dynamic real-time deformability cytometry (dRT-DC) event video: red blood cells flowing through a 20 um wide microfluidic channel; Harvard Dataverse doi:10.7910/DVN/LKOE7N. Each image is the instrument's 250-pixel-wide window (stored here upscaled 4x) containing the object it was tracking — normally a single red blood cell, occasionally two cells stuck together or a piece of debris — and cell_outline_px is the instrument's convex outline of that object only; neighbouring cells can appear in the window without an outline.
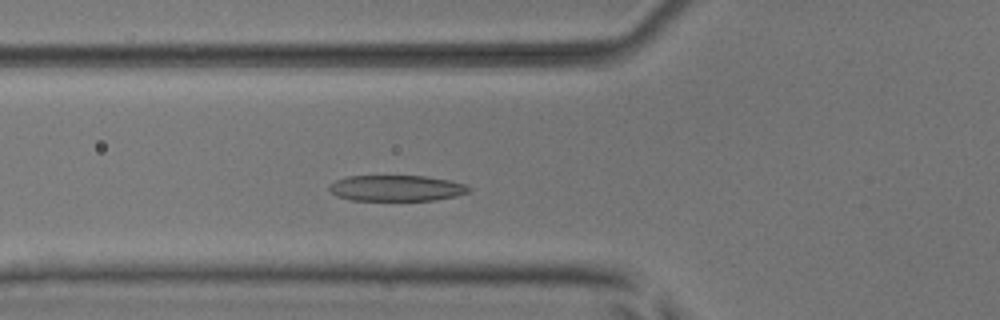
{"species": "common noctule bat (a hibernating species)", "species_latin": "Nyctalus noctula", "temperature_condition": "room temperature", "stored_images_in_passage": 47, "camera_frame_rate_fps": 3000, "um_per_image_px": 0.085, "animal": {"sex": "male", "body_mass_g": 17.9, "forearm_length_mm": 54.2}, "frame": {"image": 1, "passage_image": 14, "time_ms": 4.333, "image_size_px": [1000, 320], "cell_outline_px": [[472, 188], [468, 192], [456, 196], [436, 200], [352, 200], [336, 196], [328, 188], [328, 184], [336, 180], [348, 176], [424, 176], [448, 180], [468, 184]], "centroid_in_image_um": [33.71, 15.99], "position_along_channel_um": 92.1, "area_um2": 21.15}}
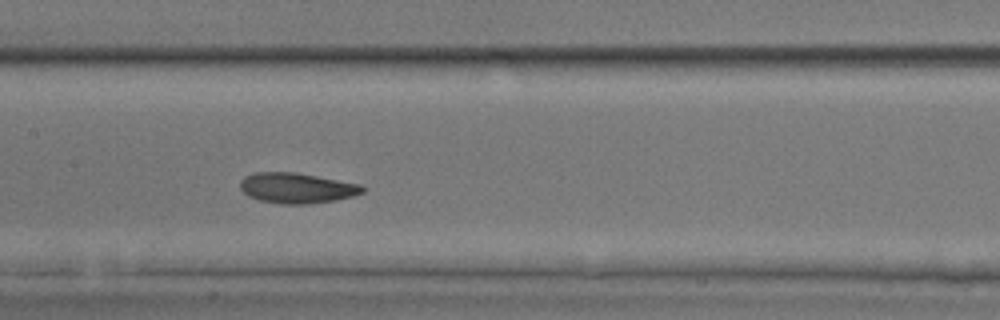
{"frame": {"image": 2, "passage_image": 21, "time_ms": 6.667, "image_size_px": [1000, 320], "cell_outline_px": [[364, 192], [352, 196], [332, 200], [308, 204], [280, 204], [260, 200], [248, 196], [240, 188], [240, 180], [244, 176], [256, 172], [296, 172], [360, 184], [364, 188]], "centroid_in_image_um": [25.19, 15.97], "position_along_channel_um": 182.2, "area_um2": 21.56}}
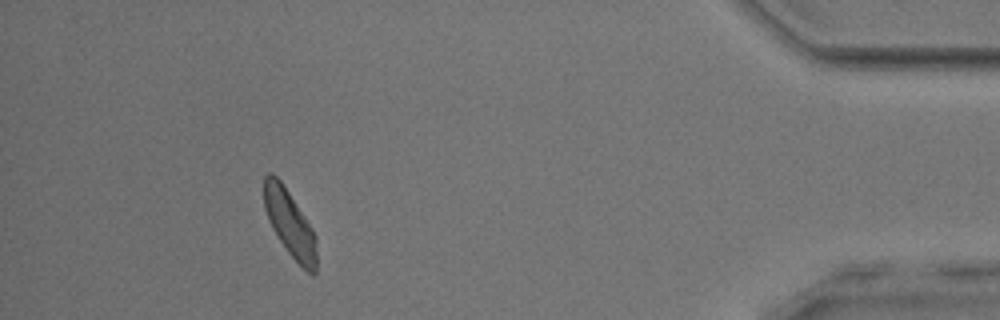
{"frame": {"image": 3, "passage_image": 43, "time_ms": 14.0, "image_size_px": [1000, 320], "cell_outline_px": [[316, 272], [312, 276], [288, 252], [276, 236], [268, 220], [264, 208], [264, 176], [268, 172], [272, 172], [280, 180], [312, 228], [316, 236]], "centroid_in_image_um": [24.62, 18.99], "position_along_channel_um": 410.6, "area_um2": 20.17}, "authors_computed_cell_mechanics": {"area_um2": 21.5594, "velocity_mm_per_s": 3.8682, "shape_relaxation_time_tau1_ms": 2.6437, "shape_relaxation_time_tau2_ms": 2.7061, "deformation_change_tau1": 0.1314, "deformation_change_tau2": 0.0952}}